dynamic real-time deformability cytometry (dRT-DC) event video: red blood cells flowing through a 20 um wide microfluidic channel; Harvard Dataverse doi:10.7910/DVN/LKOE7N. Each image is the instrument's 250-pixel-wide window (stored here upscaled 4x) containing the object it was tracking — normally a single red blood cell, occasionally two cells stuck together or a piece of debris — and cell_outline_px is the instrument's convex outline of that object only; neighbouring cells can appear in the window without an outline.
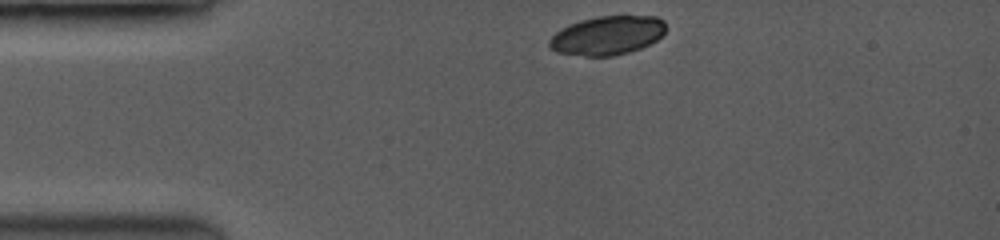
{"species": "common noctule bat (a hibernating species)", "species_latin": "Nyctalus noctula", "temperature_condition": "room temperature", "stored_images_in_passage": 41, "camera_frame_rate_fps": 3500, "um_per_image_px": 0.085, "animal": {"sex": "female", "body_mass_g": 19.0, "forearm_length_mm": 53.3}, "frame": {"image": 1, "passage_image": 1, "time_ms": 0.0, "image_size_px": [1000, 240], "cell_outline_px": [[664, 32], [656, 40], [640, 48], [628, 52], [612, 56], [588, 56], [560, 52], [552, 48], [548, 44], [548, 40], [556, 32], [572, 24], [596, 16], [656, 16], [664, 20]], "centroid_in_image_um": [51.65, 3.01], "position_along_channel_um": 33.4, "area_um2": 25.84}}
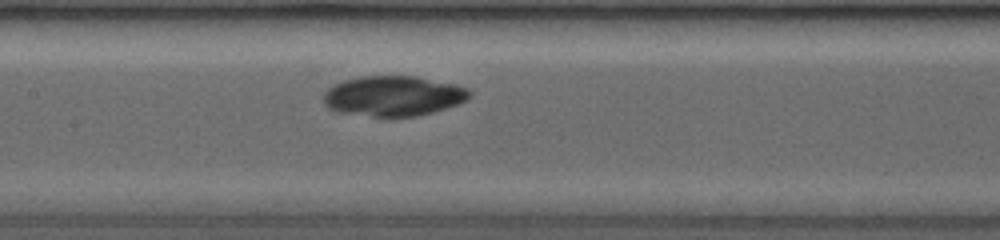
{"frame": {"image": 2, "passage_image": 27, "time_ms": 4.571, "image_size_px": [1000, 240], "cell_outline_px": [[468, 96], [464, 100], [456, 104], [444, 108], [412, 116], [388, 120], [340, 112], [332, 108], [324, 100], [324, 96], [328, 88], [344, 80], [360, 76], [416, 76], [456, 84], [464, 88], [468, 92]], "centroid_in_image_um": [33.39, 8.17], "position_along_channel_um": 174.0, "area_um2": 34.04}}
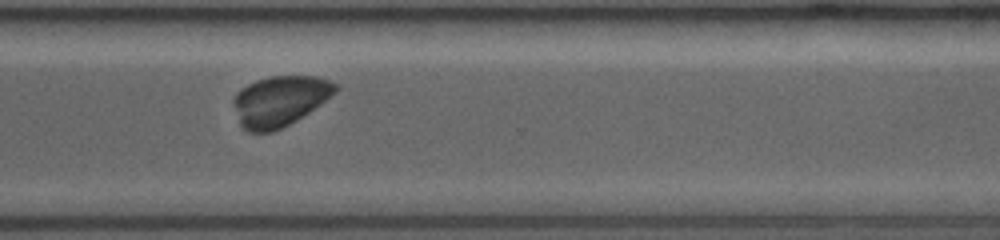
{"frame": {"image": 3, "passage_image": 40, "time_ms": 8.857, "image_size_px": [1000, 240], "cell_outline_px": [[340, 88], [336, 92], [320, 104], [296, 120], [272, 132], [248, 132], [240, 124], [232, 104], [232, 100], [236, 92], [248, 84], [256, 80], [272, 76], [312, 76], [328, 80], [340, 84]], "centroid_in_image_um": [23.77, 8.57], "position_along_channel_um": 346.8, "area_um2": 29.82}}